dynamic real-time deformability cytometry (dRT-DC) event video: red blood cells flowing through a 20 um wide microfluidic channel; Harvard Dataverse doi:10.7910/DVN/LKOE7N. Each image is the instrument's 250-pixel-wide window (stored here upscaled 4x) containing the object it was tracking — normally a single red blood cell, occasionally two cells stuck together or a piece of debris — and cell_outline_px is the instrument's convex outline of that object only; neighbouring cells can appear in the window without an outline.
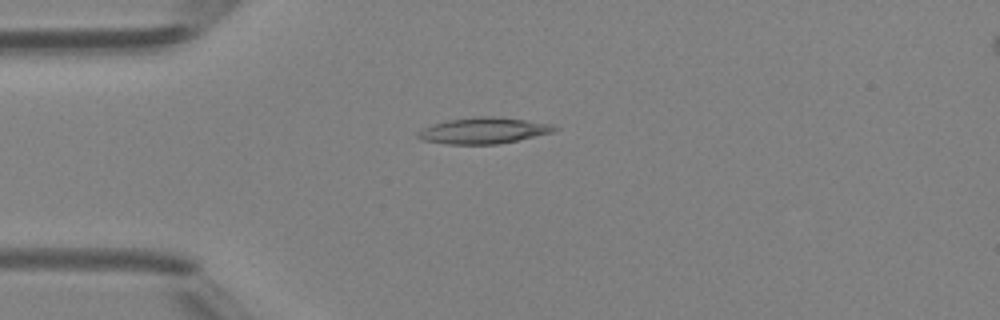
{"species": "Egyptian fruit bat (a non-hibernating species)", "species_latin": "Rousettus aegyptiacus", "temperature_condition": "room temperature", "stored_images_in_passage": 4, "camera_frame_rate_fps": 3000, "um_per_image_px": 0.085, "animal": {"sex": "female"}, "frame": {"image": 1, "passage_image": 4, "time_ms": 3.333, "image_size_px": [1000, 320], "cell_outline_px": [[560, 128], [552, 132], [500, 144], [444, 144], [420, 140], [416, 136], [416, 132], [424, 128], [448, 120], [476, 116], [492, 116], [524, 120], [552, 124]], "centroid_in_image_um": [41.07, 11.11], "position_along_channel_um": 43.9, "area_um2": 20.69}}